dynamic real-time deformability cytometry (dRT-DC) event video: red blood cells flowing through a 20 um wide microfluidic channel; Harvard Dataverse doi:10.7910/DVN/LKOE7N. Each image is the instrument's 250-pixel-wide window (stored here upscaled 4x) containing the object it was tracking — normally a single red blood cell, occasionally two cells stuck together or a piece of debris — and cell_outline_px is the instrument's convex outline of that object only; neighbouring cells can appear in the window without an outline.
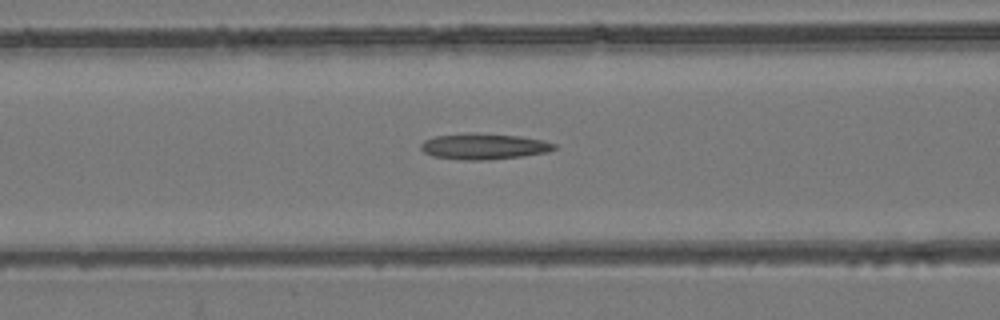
{"species": "common noctule bat (a hibernating species)", "species_latin": "Nyctalus noctula", "temperature_condition": "room temperature", "stored_images_in_passage": 53, "camera_frame_rate_fps": 3000, "um_per_image_px": 0.085, "animal": {"sex": "female", "body_mass_g": 24.6, "forearm_length_mm": 56.2}, "frame": {"image": 1, "passage_image": 22, "time_ms": 7.0, "image_size_px": [1000, 320], "cell_outline_px": [[556, 148], [548, 152], [524, 156], [484, 160], [460, 160], [432, 156], [424, 152], [420, 148], [420, 144], [424, 140], [436, 136], [520, 136], [544, 140], [556, 144]], "centroid_in_image_um": [41.17, 12.5], "position_along_channel_um": 125.4, "area_um2": 19.13}}
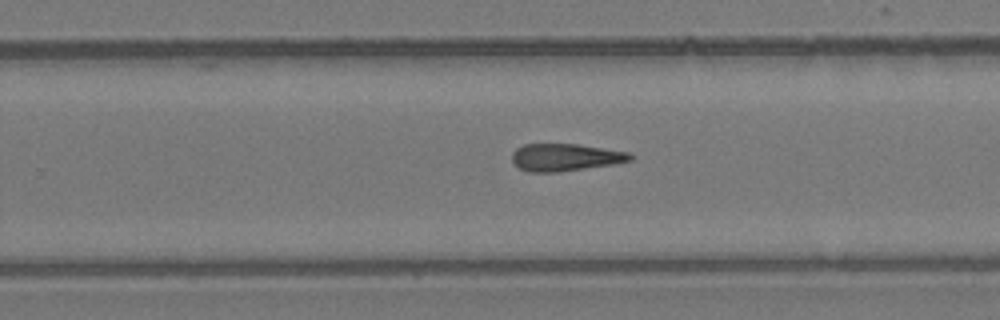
{"frame": {"image": 2, "passage_image": 34, "time_ms": 11.0, "image_size_px": [1000, 320], "cell_outline_px": [[632, 160], [612, 164], [560, 172], [528, 172], [520, 168], [512, 160], [512, 152], [516, 148], [524, 144], [576, 144], [628, 152], [632, 156]], "centroid_in_image_um": [48.01, 13.37], "position_along_channel_um": 281.8, "area_um2": 18.67}}
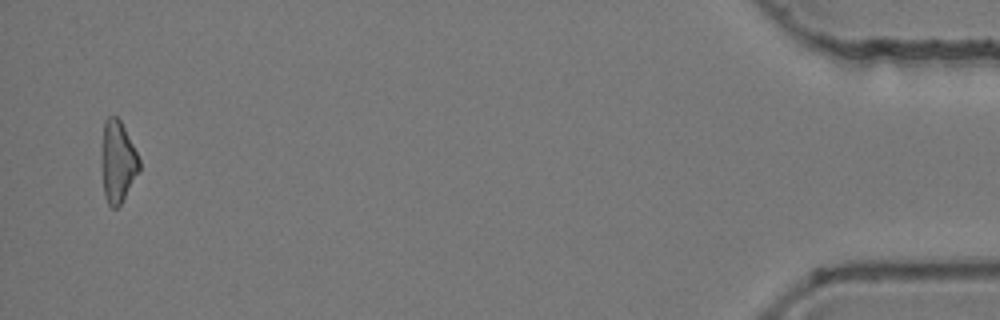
{"frame": {"image": 3, "passage_image": 52, "time_ms": 17.0, "image_size_px": [1000, 320], "cell_outline_px": [[140, 172], [120, 204], [116, 208], [112, 208], [108, 204], [104, 196], [100, 164], [100, 160], [104, 120], [108, 116], [116, 116], [120, 120], [140, 160]], "centroid_in_image_um": [9.98, 13.76], "position_along_channel_um": 425.2, "area_um2": 18.26}}